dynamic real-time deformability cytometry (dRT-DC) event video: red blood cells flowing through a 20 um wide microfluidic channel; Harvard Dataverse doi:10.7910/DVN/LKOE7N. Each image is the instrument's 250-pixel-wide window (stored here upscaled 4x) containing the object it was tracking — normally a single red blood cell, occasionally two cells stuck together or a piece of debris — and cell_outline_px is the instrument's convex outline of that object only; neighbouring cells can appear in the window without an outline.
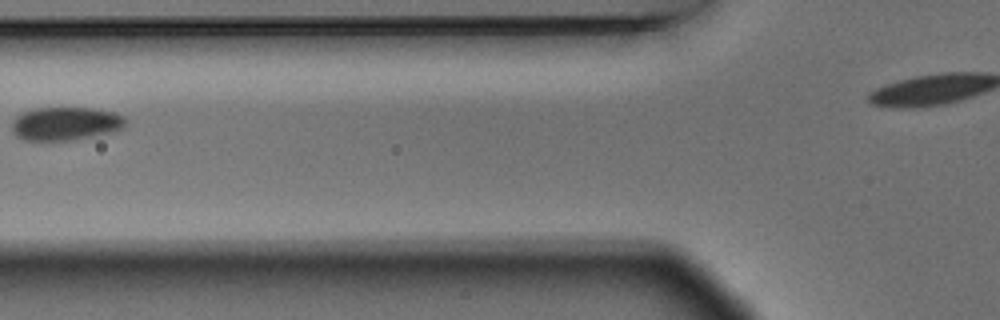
{"species": "Egyptian fruit bat (a non-hibernating species)", "species_latin": "Rousettus aegyptiacus", "temperature_condition": "warm", "stored_images_in_passage": 3, "camera_frame_rate_fps": 3000, "um_per_image_px": 0.085, "animal": {"sex": "male"}, "frame": {"image": 1, "passage_image": 2, "time_ms": 0.333, "image_size_px": [1000, 320], "cell_outline_px": [[128, 124], [124, 128], [92, 136], [68, 140], [24, 140], [16, 136], [12, 128], [12, 120], [16, 116], [24, 112], [36, 108], [92, 108], [116, 112], [124, 116], [128, 120]], "centroid_in_image_um": [5.6, 10.49], "position_along_channel_um": 120.2, "area_um2": 22.08}}
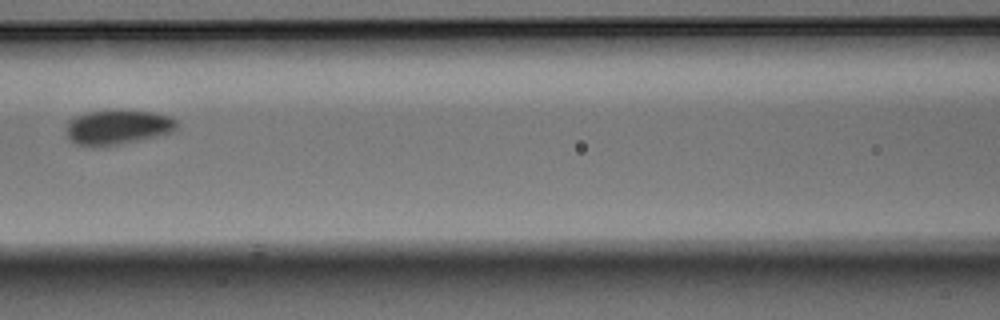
{"frame": {"image": 2, "passage_image": 3, "time_ms": 0.667, "image_size_px": [1000, 320], "cell_outline_px": [[176, 128], [172, 132], [156, 136], [116, 144], [76, 144], [64, 132], [68, 120], [72, 116], [88, 112], [120, 108], [152, 112], [168, 116], [176, 120]], "centroid_in_image_um": [9.97, 10.74], "position_along_channel_um": 156.6, "area_um2": 22.2}}